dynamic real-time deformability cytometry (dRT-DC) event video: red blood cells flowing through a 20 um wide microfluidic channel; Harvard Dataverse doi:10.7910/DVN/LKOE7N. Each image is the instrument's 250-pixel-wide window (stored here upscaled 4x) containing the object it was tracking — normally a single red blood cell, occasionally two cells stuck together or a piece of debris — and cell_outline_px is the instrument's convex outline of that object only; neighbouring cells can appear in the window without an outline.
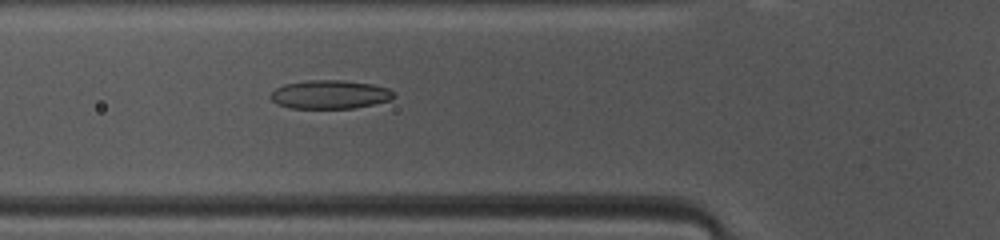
{"species": "common noctule bat (a hibernating species)", "species_latin": "Nyctalus noctula", "temperature_condition": "warm", "stored_images_in_passage": 47, "camera_frame_rate_fps": 3000, "um_per_image_px": 0.085, "animal": {"sex": "female", "body_mass_g": 10.0, "forearm_length_mm": 53.1}, "frame": {"image": 1, "passage_image": 15, "time_ms": 4.667, "image_size_px": [1000, 240], "cell_outline_px": [[396, 96], [392, 100], [356, 108], [292, 108], [276, 104], [272, 100], [272, 92], [276, 88], [284, 84], [308, 80], [340, 80], [372, 84], [388, 88]], "centroid_in_image_um": [28.07, 8.03], "position_along_channel_um": 97.7, "area_um2": 20.52}}
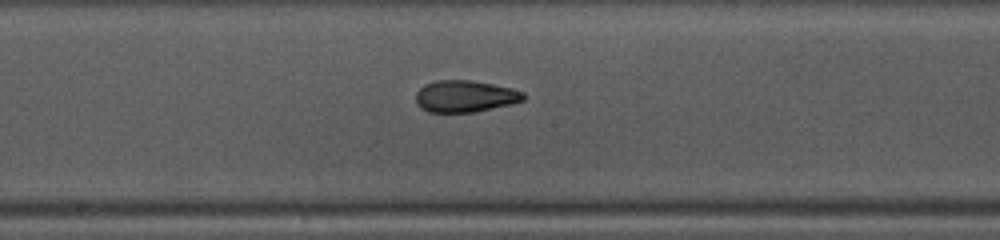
{"frame": {"image": 2, "passage_image": 23, "time_ms": 7.333, "image_size_px": [1000, 240], "cell_outline_px": [[524, 100], [512, 104], [476, 112], [428, 112], [420, 108], [416, 104], [416, 92], [424, 84], [436, 80], [468, 80], [492, 84], [512, 88], [524, 92]], "centroid_in_image_um": [39.51, 8.19], "position_along_channel_um": 208.7, "area_um2": 20.06}}
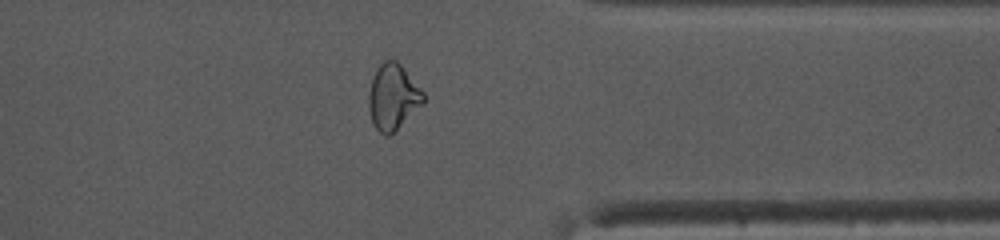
{"frame": {"image": 3, "passage_image": 36, "time_ms": 11.667, "image_size_px": [1000, 240], "cell_outline_px": [[424, 104], [388, 136], [384, 136], [372, 124], [368, 108], [368, 92], [372, 76], [376, 68], [384, 60], [396, 60], [404, 68], [424, 92]], "centroid_in_image_um": [33.38, 8.23], "position_along_channel_um": 378.0, "area_um2": 21.1}, "authors_computed_cell_mechanics": {"area_um2": 21.097, "velocity_mm_per_s": 4.118, "shape_relaxation_time_tau1_ms": 5.6932, "shape_relaxation_time_tau2_ms": 1.9578, "deformation_change_tau1": 0.1753, "deformation_change_tau2": 0.088}}